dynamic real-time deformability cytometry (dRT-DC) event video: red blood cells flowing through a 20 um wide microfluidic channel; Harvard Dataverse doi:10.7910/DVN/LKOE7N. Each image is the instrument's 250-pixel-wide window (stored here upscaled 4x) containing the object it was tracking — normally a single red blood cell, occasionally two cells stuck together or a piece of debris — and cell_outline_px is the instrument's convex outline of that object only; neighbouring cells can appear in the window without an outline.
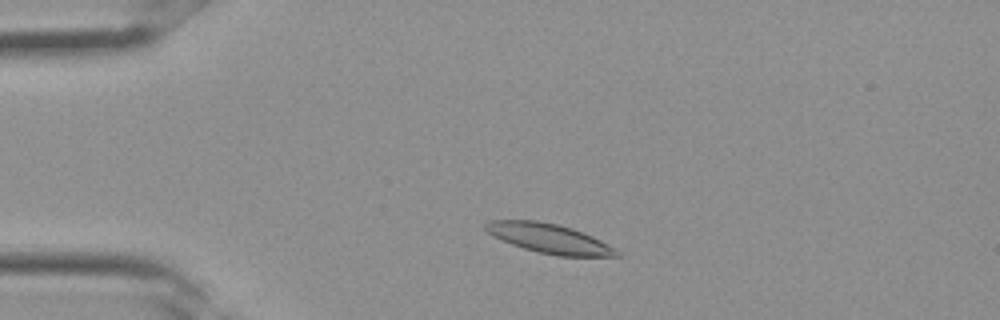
{"species": "Egyptian fruit bat (a non-hibernating species)", "species_latin": "Rousettus aegyptiacus", "temperature_condition": "room temperature", "stored_images_in_passage": 30, "camera_frame_rate_fps": 3000, "um_per_image_px": 0.085, "frame": {"image": 1, "passage_image": 4, "time_ms": 1.0, "image_size_px": [1000, 320], "cell_outline_px": [[620, 256], [556, 256], [524, 248], [500, 240], [488, 232], [484, 228], [484, 224], [488, 220], [536, 220], [556, 224], [572, 228], [592, 236], [616, 248], [620, 252]], "centroid_in_image_um": [46.67, 20.26], "position_along_channel_um": 38.3, "area_um2": 22.43}}
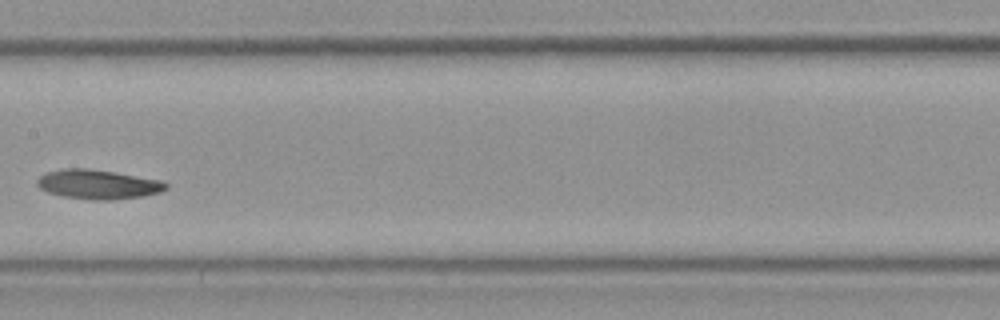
{"frame": {"image": 2, "passage_image": 14, "time_ms": 4.333, "image_size_px": [1000, 320], "cell_outline_px": [[168, 188], [160, 192], [144, 196], [108, 200], [92, 200], [60, 196], [48, 192], [40, 188], [36, 184], [36, 180], [40, 176], [48, 172], [64, 168], [88, 168], [116, 172], [160, 180], [168, 184]], "centroid_in_image_um": [8.32, 15.67], "position_along_channel_um": 199.1, "area_um2": 22.14}}
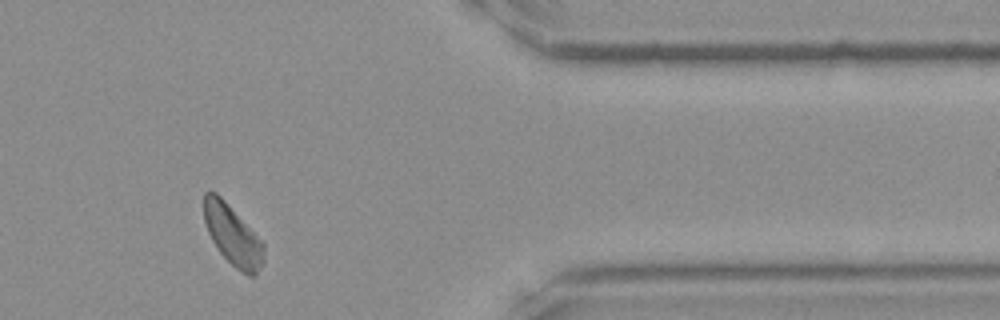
{"frame": {"image": 3, "passage_image": 25, "time_ms": 8.0, "image_size_px": [1000, 320], "cell_outline_px": [[264, 260], [256, 276], [252, 276], [236, 268], [220, 252], [212, 240], [208, 232], [204, 220], [204, 192], [216, 192], [224, 200], [264, 244]], "centroid_in_image_um": [19.77, 20.0], "position_along_channel_um": 391.6, "area_um2": 20.4}}